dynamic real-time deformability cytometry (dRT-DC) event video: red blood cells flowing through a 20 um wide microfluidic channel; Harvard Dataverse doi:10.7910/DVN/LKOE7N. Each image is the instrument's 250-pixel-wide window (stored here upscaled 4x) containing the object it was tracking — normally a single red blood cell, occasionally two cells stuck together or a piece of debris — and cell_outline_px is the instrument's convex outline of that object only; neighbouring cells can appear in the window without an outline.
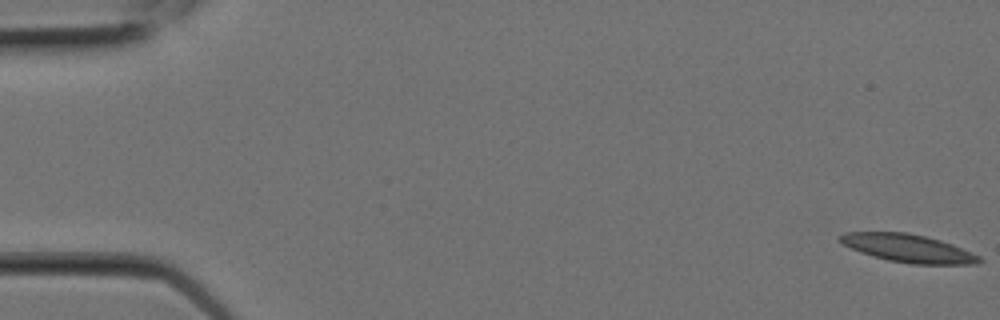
{"species": "Egyptian fruit bat (a non-hibernating species)", "species_latin": "Rousettus aegyptiacus", "temperature_condition": "room temperature", "stored_images_in_passage": 6, "camera_frame_rate_fps": 3000, "um_per_image_px": 0.085, "animal": {"sex": "female"}, "frame": {"image": 1, "passage_image": 1, "time_ms": 0.0, "image_size_px": [1000, 320], "cell_outline_px": [[984, 260], [980, 264], [912, 264], [888, 260], [872, 256], [860, 252], [836, 240], [836, 236], [844, 232], [908, 232], [940, 240], [952, 244], [980, 256]], "centroid_in_image_um": [77.18, 21.1], "position_along_channel_um": 7.8, "area_um2": 22.83}}
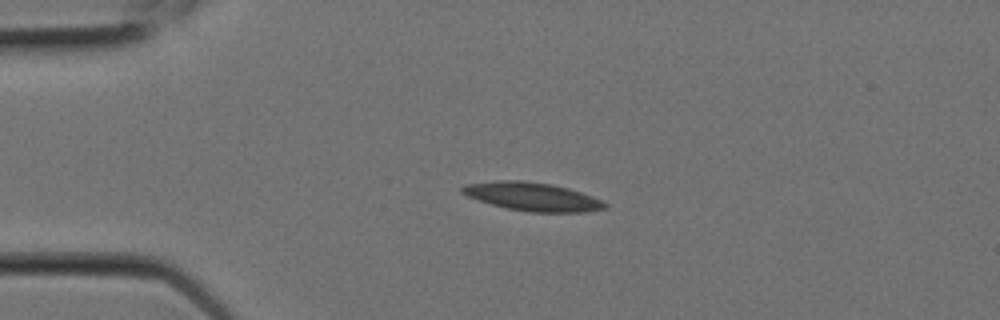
{"frame": {"image": 2, "passage_image": 5, "time_ms": 1.333, "image_size_px": [1000, 320], "cell_outline_px": [[608, 208], [584, 212], [528, 212], [504, 208], [468, 196], [460, 192], [460, 188], [464, 184], [500, 180], [524, 180], [552, 184], [568, 188], [604, 200], [608, 204]], "centroid_in_image_um": [45.28, 16.71], "position_along_channel_um": 39.7, "area_um2": 23.81}}